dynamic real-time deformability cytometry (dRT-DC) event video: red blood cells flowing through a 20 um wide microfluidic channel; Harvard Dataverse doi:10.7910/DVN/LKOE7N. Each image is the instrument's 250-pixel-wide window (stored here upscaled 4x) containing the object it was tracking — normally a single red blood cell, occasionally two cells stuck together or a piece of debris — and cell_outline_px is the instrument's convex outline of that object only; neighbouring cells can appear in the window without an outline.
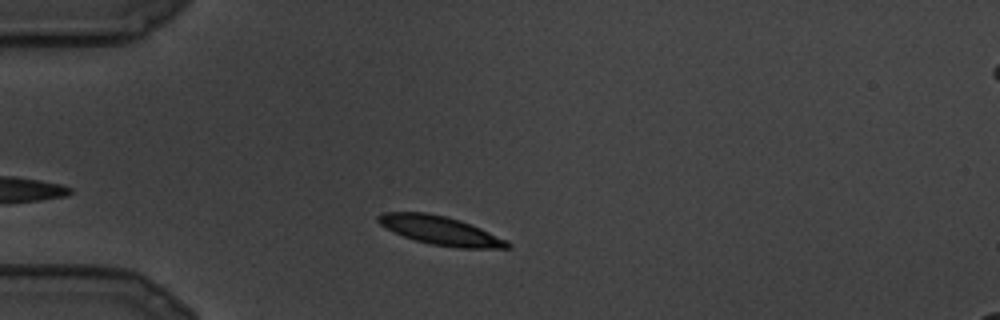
{"species": "common noctule bat (a hibernating species)", "species_latin": "Nyctalus noctula", "temperature_condition": "cold", "stored_images_in_passage": 23, "camera_frame_rate_fps": 3000, "um_per_image_px": 0.085, "animal": {"sex": "male", "body_mass_g": 19.5, "forearm_length_mm": 54.6}, "frame": {"image": 1, "passage_image": 4, "time_ms": 1.0, "image_size_px": [1000, 320], "cell_outline_px": [[512, 248], [456, 248], [432, 244], [416, 240], [404, 236], [380, 224], [376, 220], [376, 216], [384, 212], [428, 212], [460, 220], [480, 228], [508, 240], [512, 244]], "centroid_in_image_um": [37.47, 19.59], "position_along_channel_um": 47.5, "area_um2": 21.5}}
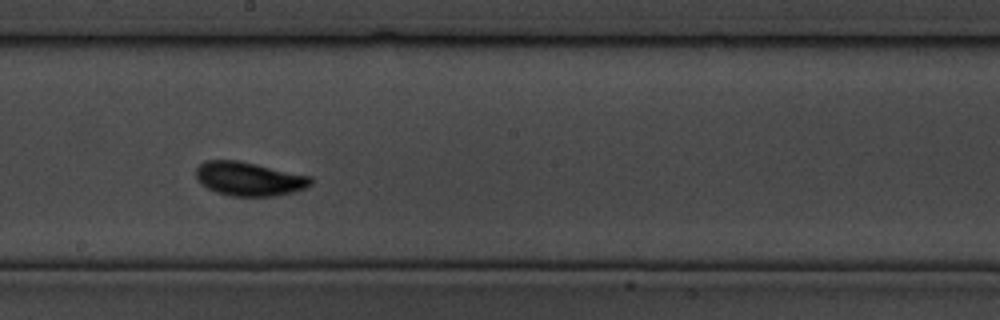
{"frame": {"image": 2, "passage_image": 12, "time_ms": 3.667, "image_size_px": [1000, 320], "cell_outline_px": [[312, 184], [304, 188], [292, 192], [276, 196], [228, 196], [216, 192], [200, 184], [196, 176], [196, 168], [204, 160], [236, 160], [256, 164], [312, 176]], "centroid_in_image_um": [21.15, 15.2], "position_along_channel_um": 227.0, "area_um2": 22.72}}
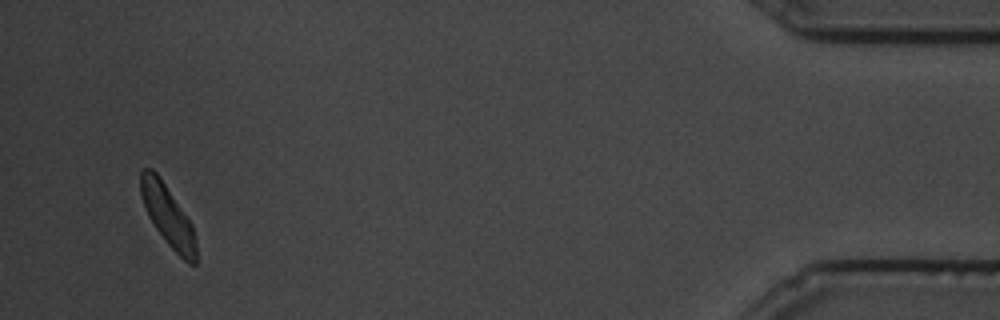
{"frame": {"image": 3, "passage_image": 23, "time_ms": 7.333, "image_size_px": [1000, 320], "cell_outline_px": [[196, 264], [188, 264], [168, 244], [156, 228], [148, 216], [140, 192], [140, 172], [144, 168], [152, 168], [156, 172], [192, 224], [196, 244]], "centroid_in_image_um": [14.26, 18.33], "position_along_channel_um": 420.9, "area_um2": 19.25}}